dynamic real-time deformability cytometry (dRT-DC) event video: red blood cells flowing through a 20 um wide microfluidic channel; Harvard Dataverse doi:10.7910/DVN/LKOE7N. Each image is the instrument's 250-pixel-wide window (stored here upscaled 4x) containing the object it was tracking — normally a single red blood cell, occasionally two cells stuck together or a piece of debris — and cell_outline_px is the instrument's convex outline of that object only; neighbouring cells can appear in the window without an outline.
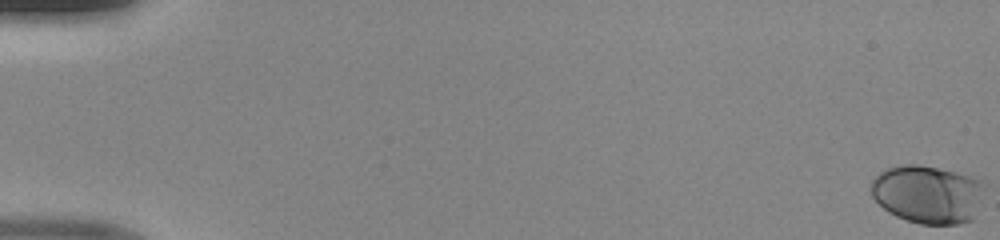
{"species": "human", "species_latin": "Homo sapiens", "temperature_condition": "room temperature", "stored_images_in_passage": 51, "camera_frame_rate_fps": 3000, "um_per_image_px": 0.085, "donor": {"sex": "male"}, "frame": {"image": 1, "passage_image": 1, "time_ms": 0.0, "image_size_px": [1000, 240], "cell_outline_px": [[984, 184], [972, 220], [960, 224], [920, 224], [896, 216], [888, 212], [872, 196], [872, 180], [880, 172], [888, 168], [904, 164], [916, 164], [956, 172], [980, 180]], "centroid_in_image_um": [78.82, 16.51], "position_along_channel_um": 6.2, "area_um2": 37.86}}
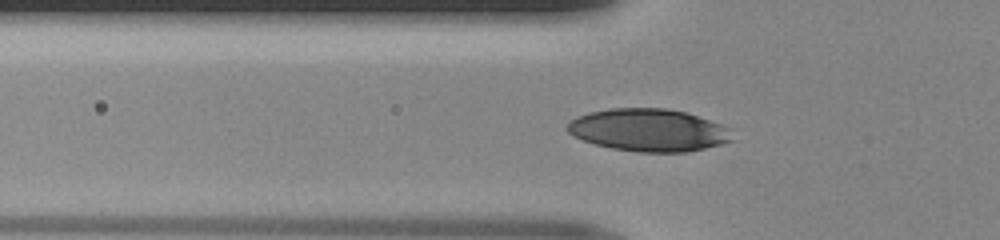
{"frame": {"image": 2, "passage_image": 19, "time_ms": 6.0, "image_size_px": [1000, 240], "cell_outline_px": [[732, 140], [720, 144], [688, 152], [640, 152], [612, 148], [596, 144], [572, 136], [564, 128], [568, 120], [588, 112], [612, 108], [668, 108], [684, 112], [720, 124], [728, 128]], "centroid_in_image_um": [55.05, 11.05], "position_along_channel_um": 70.7, "area_um2": 40.69}}
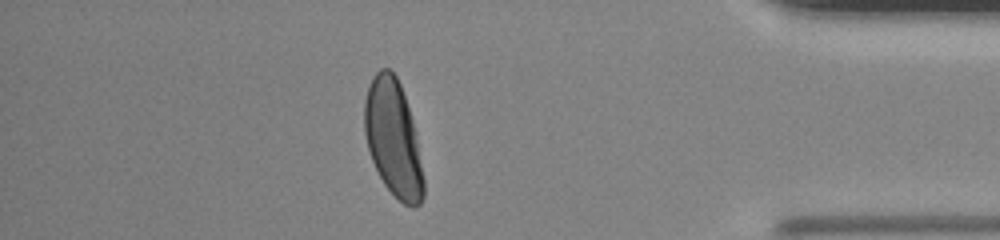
{"frame": {"image": 3, "passage_image": 45, "time_ms": 14.667, "image_size_px": [1000, 240], "cell_outline_px": [[424, 196], [420, 204], [416, 208], [412, 208], [404, 204], [384, 184], [372, 160], [368, 148], [364, 132], [364, 100], [372, 76], [380, 68], [388, 68], [396, 76], [400, 84], [412, 120], [424, 180]], "centroid_in_image_um": [33.4, 11.76], "position_along_channel_um": 401.8, "area_um2": 39.59}}